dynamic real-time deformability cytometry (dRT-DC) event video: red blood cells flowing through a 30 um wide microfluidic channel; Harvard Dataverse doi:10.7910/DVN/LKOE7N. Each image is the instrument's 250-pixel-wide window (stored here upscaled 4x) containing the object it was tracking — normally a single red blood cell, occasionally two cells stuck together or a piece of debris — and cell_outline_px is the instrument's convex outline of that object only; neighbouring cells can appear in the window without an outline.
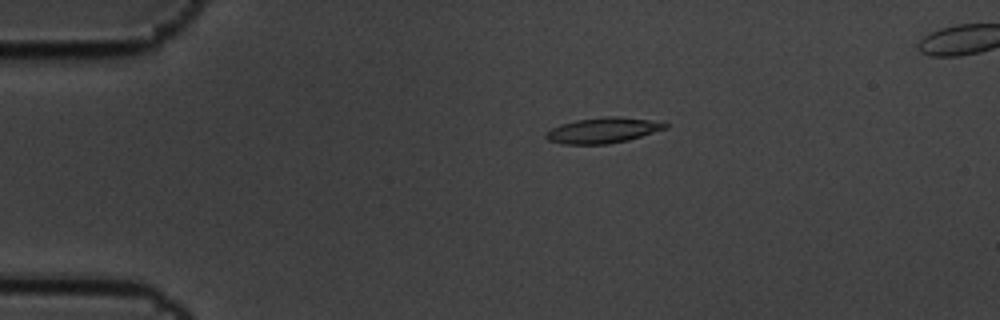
{"species": "common noctule bat (a hibernating species)", "species_latin": "Nyctalus noctula", "temperature_condition": "cold", "stored_images_in_passage": 7, "camera_frame_rate_fps": 3000, "um_per_image_px": 0.085, "animal": {"sex": "male", "body_mass_g": 19.5, "forearm_length_mm": 54.6}, "frame": {"image": 1, "passage_image": 1, "time_ms": 0.0, "image_size_px": [1000, 320], "cell_outline_px": [[668, 128], [628, 140], [608, 144], [564, 144], [548, 140], [544, 136], [544, 132], [560, 124], [576, 120], [604, 116], [616, 116], [652, 120], [668, 124]], "centroid_in_image_um": [51.23, 11.07], "position_along_channel_um": 33.8, "area_um2": 17.8}}
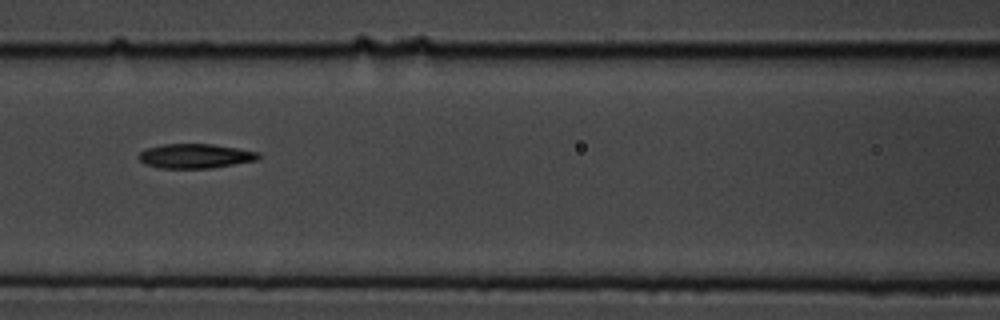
{"frame": {"image": 2, "passage_image": 5, "time_ms": 1.333, "image_size_px": [1000, 320], "cell_outline_px": [[260, 156], [256, 160], [212, 168], [160, 168], [144, 164], [136, 156], [140, 152], [148, 148], [164, 144], [212, 144], [260, 152]], "centroid_in_image_um": [16.57, 13.26], "position_along_channel_um": 150.0, "area_um2": 16.99}}
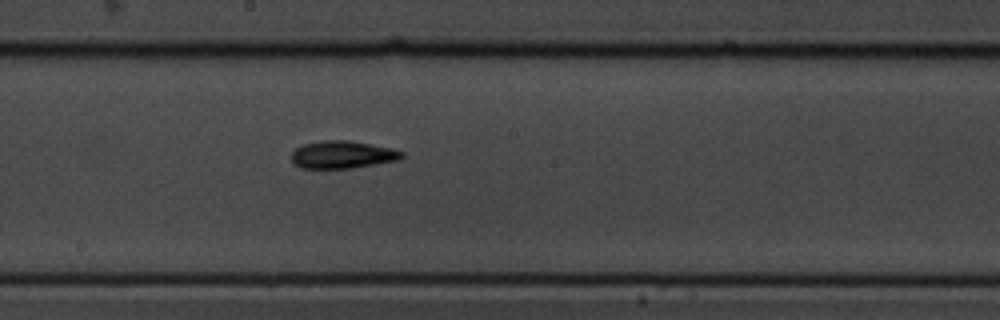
{"frame": {"image": 3, "passage_image": 7, "time_ms": 2.0, "image_size_px": [1000, 320], "cell_outline_px": [[404, 156], [400, 160], [352, 168], [300, 168], [292, 160], [292, 152], [296, 148], [304, 144], [320, 140], [352, 140], [392, 148], [404, 152]], "centroid_in_image_um": [29.15, 13.13], "position_along_channel_um": 219.1, "area_um2": 17.86}}